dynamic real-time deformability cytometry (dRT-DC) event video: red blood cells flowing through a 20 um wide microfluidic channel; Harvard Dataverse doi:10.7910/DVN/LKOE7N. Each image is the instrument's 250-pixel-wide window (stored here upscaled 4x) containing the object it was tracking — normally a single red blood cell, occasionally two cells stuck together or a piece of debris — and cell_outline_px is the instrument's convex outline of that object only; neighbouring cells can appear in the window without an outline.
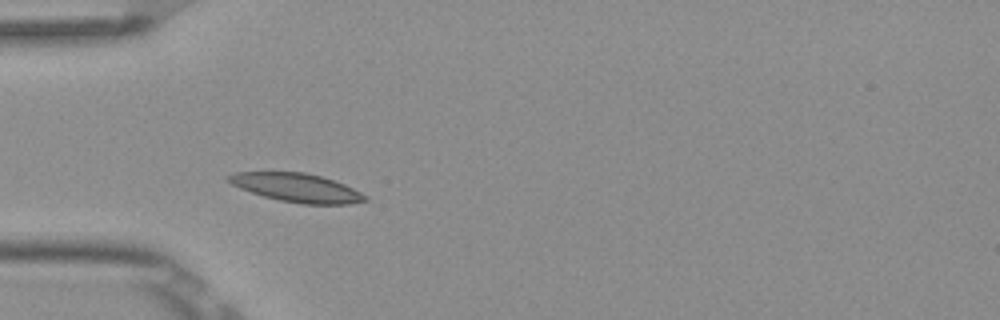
{"species": "Egyptian fruit bat (a non-hibernating species)", "species_latin": "Rousettus aegyptiacus", "temperature_condition": "room temperature", "stored_images_in_passage": 3, "camera_frame_rate_fps": 3000, "um_per_image_px": 0.085, "frame": {"image": 1, "passage_image": 2, "time_ms": 0.333, "image_size_px": [1000, 320], "cell_outline_px": [[368, 200], [348, 204], [300, 204], [280, 200], [264, 196], [240, 188], [232, 184], [224, 176], [236, 172], [304, 172], [320, 176], [344, 184], [368, 196]], "centroid_in_image_um": [25.22, 15.95], "position_along_channel_um": 59.8, "area_um2": 22.6}}
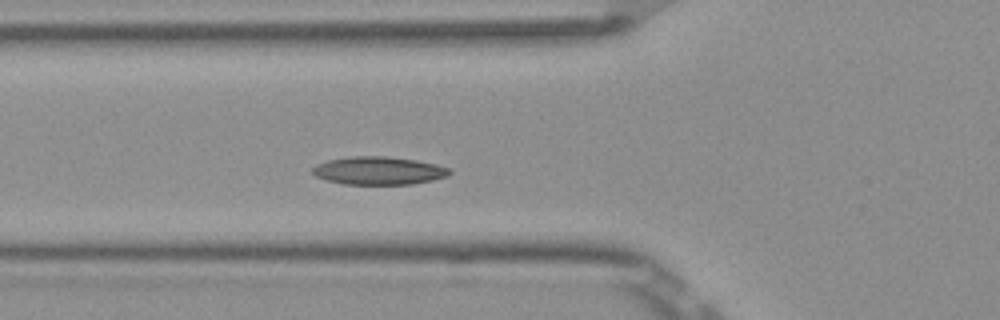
{"frame": {"image": 2, "passage_image": 3, "time_ms": 0.667, "image_size_px": [1000, 320], "cell_outline_px": [[452, 172], [448, 176], [432, 180], [412, 184], [344, 184], [328, 180], [316, 176], [312, 172], [312, 168], [316, 164], [328, 160], [348, 156], [388, 156], [416, 160], [436, 164], [448, 168]], "centroid_in_image_um": [32.19, 14.5], "position_along_channel_um": 93.6, "area_um2": 22.37}}